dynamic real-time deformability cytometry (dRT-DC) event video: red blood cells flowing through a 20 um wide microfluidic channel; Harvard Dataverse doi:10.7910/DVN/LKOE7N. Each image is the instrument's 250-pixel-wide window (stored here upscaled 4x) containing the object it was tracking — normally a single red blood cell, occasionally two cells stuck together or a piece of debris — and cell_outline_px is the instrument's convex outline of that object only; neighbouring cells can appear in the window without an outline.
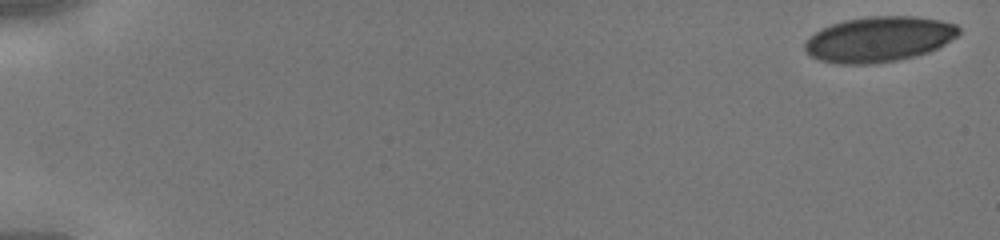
{"species": "human", "species_latin": "Homo sapiens", "temperature_condition": "cold", "stored_images_in_passage": 14, "camera_frame_rate_fps": 3000, "um_per_image_px": 0.085, "donor": {"sex": "male"}, "frame": {"image": 1, "passage_image": 1, "time_ms": 0.0, "image_size_px": [1000, 240], "cell_outline_px": [[960, 32], [956, 36], [944, 44], [928, 52], [896, 60], [872, 64], [836, 64], [820, 60], [812, 56], [804, 48], [804, 44], [808, 36], [820, 28], [844, 20], [872, 16], [916, 16], [940, 20], [956, 24], [960, 28]], "centroid_in_image_um": [74.68, 3.32], "position_along_channel_um": 10.3, "area_um2": 40.63}}
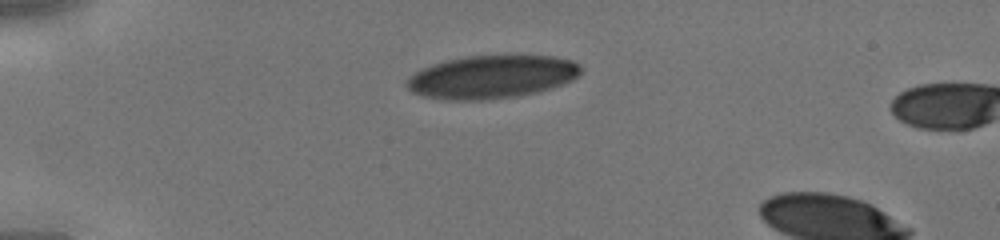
{"frame": {"image": 2, "passage_image": 12, "time_ms": 3.667, "image_size_px": [1000, 240], "cell_outline_px": [[584, 68], [580, 76], [564, 84], [552, 88], [536, 92], [516, 96], [480, 100], [448, 100], [424, 96], [412, 92], [404, 84], [416, 72], [432, 64], [448, 60], [468, 56], [552, 56], [572, 60], [580, 64]], "centroid_in_image_um": [41.86, 6.54], "position_along_channel_um": 43.1, "area_um2": 43.58}}